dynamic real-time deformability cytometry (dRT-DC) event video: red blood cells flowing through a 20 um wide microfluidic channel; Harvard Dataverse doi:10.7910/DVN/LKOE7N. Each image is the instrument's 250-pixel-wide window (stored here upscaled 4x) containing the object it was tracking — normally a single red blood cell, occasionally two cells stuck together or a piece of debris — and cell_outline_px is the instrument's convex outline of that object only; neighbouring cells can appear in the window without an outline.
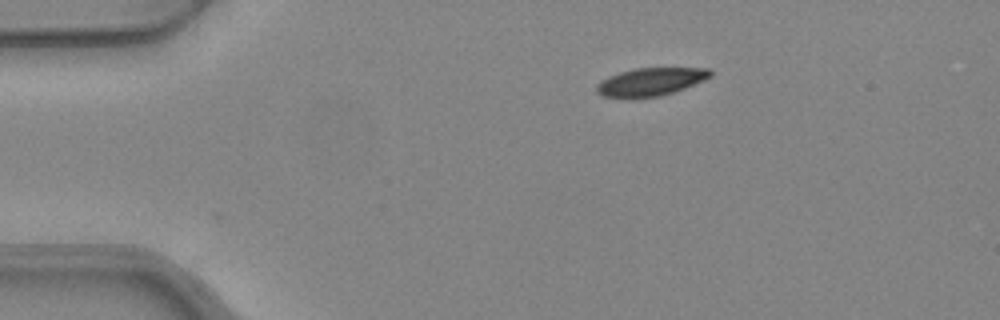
{"species": "common noctule bat (a hibernating species)", "species_latin": "Nyctalus noctula", "temperature_condition": "warm", "stored_images_in_passage": 2, "camera_frame_rate_fps": 3000, "um_per_image_px": 0.085, "animal": {"sex": "female", "body_mass_g": 24.6, "forearm_length_mm": 56.2}, "frame": {"image": 1, "passage_image": 2, "time_ms": 0.333, "image_size_px": [1000, 320], "cell_outline_px": [[712, 76], [704, 80], [684, 88], [660, 96], [604, 96], [596, 92], [596, 84], [608, 76], [620, 72], [636, 68], [708, 68], [712, 72]], "centroid_in_image_um": [55.32, 6.92], "position_along_channel_um": 29.7, "area_um2": 18.03}}